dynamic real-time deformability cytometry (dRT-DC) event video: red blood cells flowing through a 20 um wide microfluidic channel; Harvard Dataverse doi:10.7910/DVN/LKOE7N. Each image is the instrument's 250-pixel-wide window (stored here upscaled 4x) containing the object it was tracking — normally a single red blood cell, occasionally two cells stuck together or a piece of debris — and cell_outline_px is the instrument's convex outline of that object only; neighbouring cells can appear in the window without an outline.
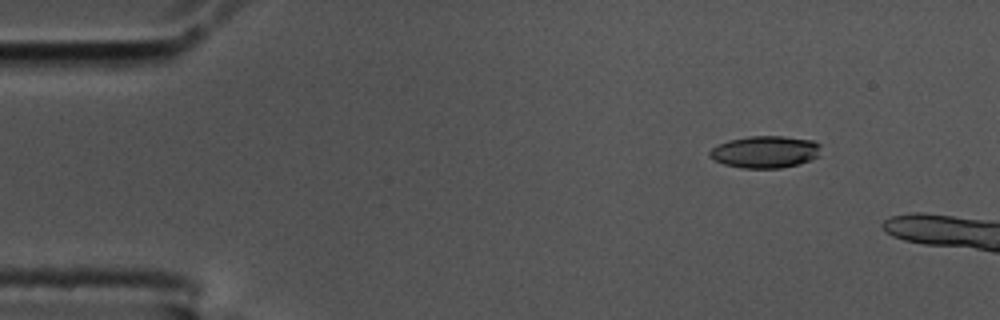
{"species": "common noctule bat (a hibernating species)", "species_latin": "Nyctalus noctula", "temperature_condition": "cold", "stored_images_in_passage": 16, "camera_frame_rate_fps": 3000, "um_per_image_px": 0.085, "animal": {"sex": "male", "body_mass_g": 17.5, "forearm_length_mm": 52.3}, "frame": {"image": 1, "passage_image": 7, "time_ms": 2.0, "image_size_px": [1000, 320], "cell_outline_px": [[820, 156], [812, 160], [800, 164], [780, 168], [744, 168], [724, 164], [708, 156], [708, 152], [712, 148], [728, 140], [748, 136], [784, 136], [812, 140], [820, 144]], "centroid_in_image_um": [65.07, 12.91], "position_along_channel_um": 19.9, "area_um2": 20.92}}